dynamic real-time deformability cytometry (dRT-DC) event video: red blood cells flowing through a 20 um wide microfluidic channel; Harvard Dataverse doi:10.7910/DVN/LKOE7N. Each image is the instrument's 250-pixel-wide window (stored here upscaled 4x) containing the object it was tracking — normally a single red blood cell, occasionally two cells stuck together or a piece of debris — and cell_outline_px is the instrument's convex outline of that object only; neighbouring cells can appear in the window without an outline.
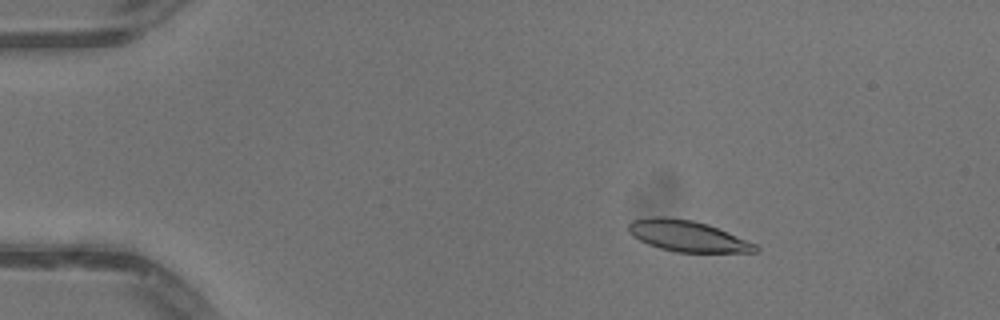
{"species": "common noctule bat (a hibernating species)", "species_latin": "Nyctalus noctula", "temperature_condition": "warm", "stored_images_in_passage": 52, "camera_frame_rate_fps": 3000, "um_per_image_px": 0.085, "animal": {"sex": "male", "body_mass_g": 13.3}, "frame": {"image": 1, "passage_image": 9, "time_ms": 2.667, "image_size_px": [1000, 320], "cell_outline_px": [[760, 248], [756, 252], [676, 252], [660, 248], [648, 244], [632, 236], [628, 232], [628, 224], [632, 220], [652, 216], [664, 216], [692, 220], [708, 224], [756, 244]], "centroid_in_image_um": [58.4, 20.05], "position_along_channel_um": 26.6, "area_um2": 22.95}}
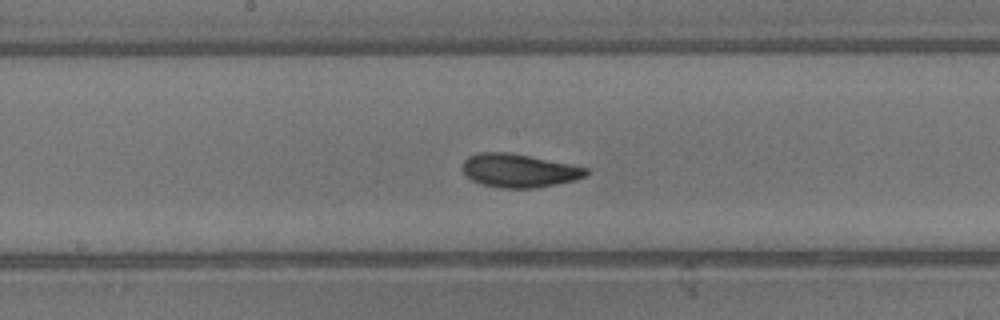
{"frame": {"image": 2, "passage_image": 28, "time_ms": 9.0, "image_size_px": [1000, 320], "cell_outline_px": [[588, 172], [584, 176], [572, 180], [556, 184], [536, 188], [500, 188], [484, 184], [472, 180], [464, 172], [464, 160], [468, 156], [480, 152], [512, 152], [588, 168]], "centroid_in_image_um": [44.1, 14.49], "position_along_channel_um": 204.1, "area_um2": 23.81}}
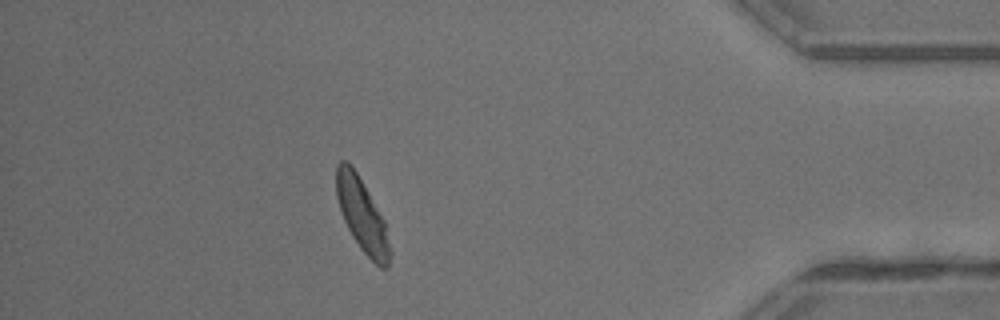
{"frame": {"image": 3, "passage_image": 46, "time_ms": 15.0, "image_size_px": [1000, 320], "cell_outline_px": [[392, 252], [388, 268], [380, 268], [360, 248], [352, 236], [344, 220], [336, 196], [336, 164], [340, 160], [348, 160], [352, 164], [384, 220]], "centroid_in_image_um": [30.78, 18.28], "position_along_channel_um": 404.4, "area_um2": 22.83}, "authors_computed_cell_mechanics": {"area_um2": 23.2356, "velocity_mm_per_s": 4.0785, "shape_relaxation_time_tau1_ms": 2.5412, "shape_relaxation_time_tau2_ms": 1.5184, "deformation_change_tau1": 0.1252, "deformation_change_tau2": 0.0621}}